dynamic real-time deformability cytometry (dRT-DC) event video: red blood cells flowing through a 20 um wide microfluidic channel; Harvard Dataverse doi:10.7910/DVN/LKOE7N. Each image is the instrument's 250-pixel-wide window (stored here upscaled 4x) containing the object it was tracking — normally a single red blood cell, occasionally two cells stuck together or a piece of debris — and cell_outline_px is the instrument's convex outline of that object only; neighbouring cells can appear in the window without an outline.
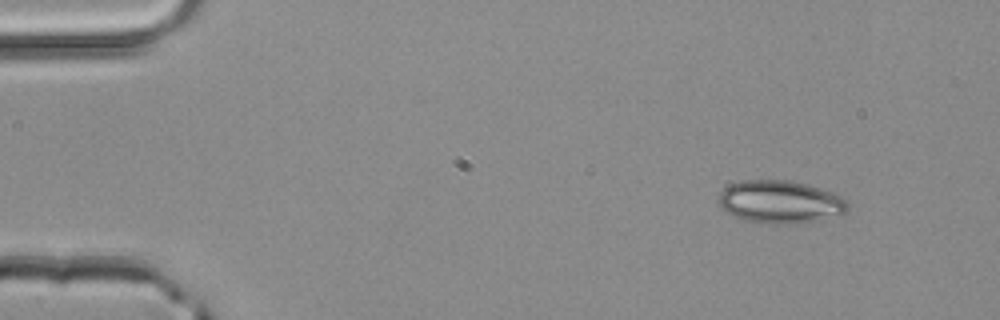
{"species": "common noctule bat (a hibernating species)", "species_latin": "Nyctalus noctula", "temperature_condition": "room temperature", "stored_images_in_passage": 3, "camera_frame_rate_fps": 3000, "um_per_image_px": 0.085, "animal": {"sex": "male", "body_mass_g": 20.4}, "frame": {"image": 1, "passage_image": 1, "time_ms": 0.0, "image_size_px": [1000, 320], "cell_outline_px": [[848, 212], [840, 216], [796, 224], [760, 224], [740, 220], [732, 216], [720, 208], [716, 200], [720, 192], [724, 188], [732, 184], [744, 180], [788, 180], [808, 184], [832, 192], [840, 196], [848, 204]], "centroid_in_image_um": [66.28, 17.19], "position_along_channel_um": 18.7, "area_um2": 32.95}}